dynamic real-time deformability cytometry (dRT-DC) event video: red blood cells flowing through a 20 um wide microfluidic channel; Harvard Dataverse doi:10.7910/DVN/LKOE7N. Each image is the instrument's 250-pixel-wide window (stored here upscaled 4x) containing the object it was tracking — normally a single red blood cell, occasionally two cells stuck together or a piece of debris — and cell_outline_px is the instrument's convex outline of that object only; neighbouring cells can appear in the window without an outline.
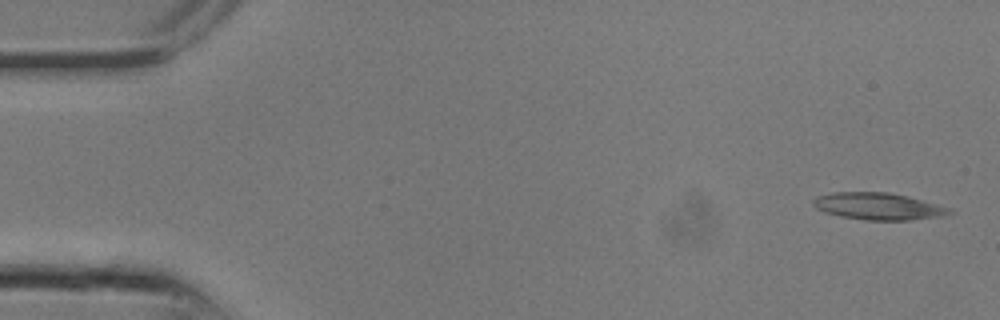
{"species": "common noctule bat (a hibernating species)", "species_latin": "Nyctalus noctula", "temperature_condition": "room temperature", "stored_images_in_passage": 9, "camera_frame_rate_fps": 3000, "um_per_image_px": 0.085, "animal": {"sex": "male", "body_mass_g": 13.3}, "frame": {"image": 1, "passage_image": 1, "time_ms": 0.0, "image_size_px": [1000, 320], "cell_outline_px": [[956, 212], [944, 216], [908, 220], [864, 220], [840, 216], [824, 212], [816, 208], [812, 204], [812, 200], [816, 196], [832, 192], [888, 192], [908, 196], [952, 208]], "centroid_in_image_um": [74.67, 17.53], "position_along_channel_um": 10.3, "area_um2": 21.68}}
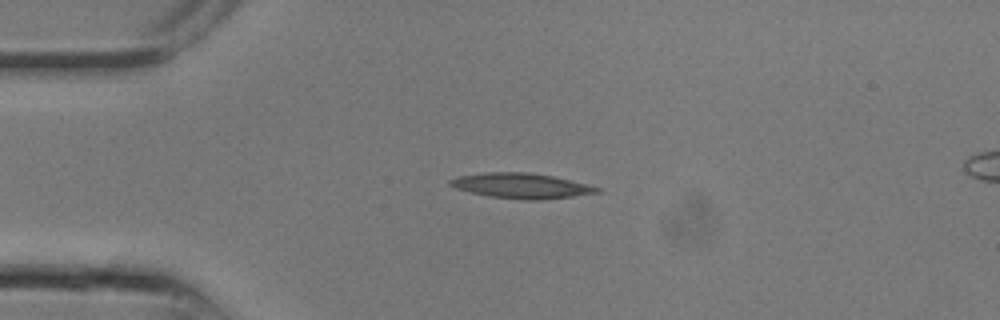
{"frame": {"image": 2, "passage_image": 6, "time_ms": 1.667, "image_size_px": [1000, 320], "cell_outline_px": [[600, 192], [544, 200], [524, 200], [488, 196], [456, 188], [448, 184], [448, 180], [460, 176], [488, 172], [528, 172], [552, 176], [588, 184], [600, 188]], "centroid_in_image_um": [44.32, 15.79], "position_along_channel_um": 40.7, "area_um2": 21.39}}
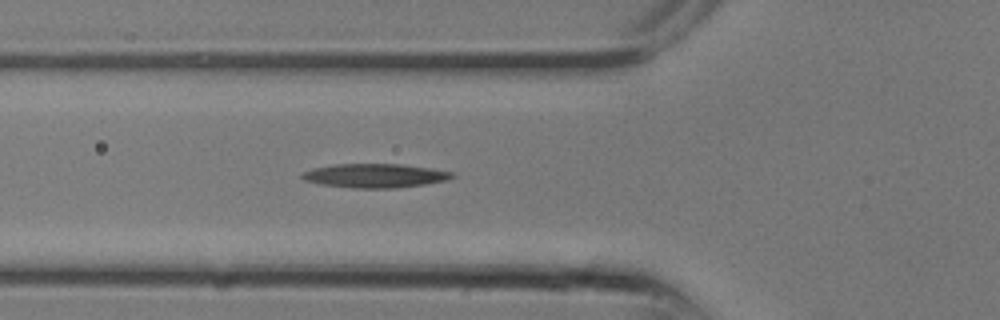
{"frame": {"image": 3, "passage_image": 9, "time_ms": 2.667, "image_size_px": [1000, 320], "cell_outline_px": [[456, 176], [448, 180], [424, 184], [396, 188], [352, 188], [320, 184], [304, 180], [300, 176], [304, 172], [312, 168], [332, 164], [400, 164], [428, 168], [452, 172]], "centroid_in_image_um": [31.85, 14.93], "position_along_channel_um": 94.0, "area_um2": 20.92}}